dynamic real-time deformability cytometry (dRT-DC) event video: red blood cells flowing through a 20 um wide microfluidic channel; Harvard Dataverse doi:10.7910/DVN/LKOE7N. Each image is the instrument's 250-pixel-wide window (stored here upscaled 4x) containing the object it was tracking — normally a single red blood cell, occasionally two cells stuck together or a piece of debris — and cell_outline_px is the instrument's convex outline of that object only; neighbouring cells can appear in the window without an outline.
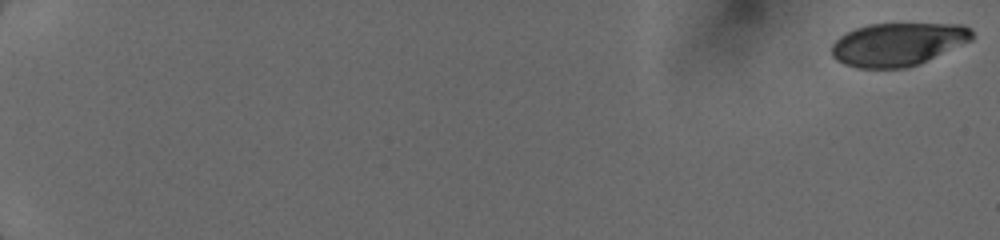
{"species": "human", "species_latin": "Homo sapiens", "temperature_condition": "cold", "stored_images_in_passage": 62, "camera_frame_rate_fps": 3000, "um_per_image_px": 0.085, "donor": {"sex": "female"}, "frame": {"image": 1, "passage_image": 1, "time_ms": 0.0, "image_size_px": [1000, 240], "cell_outline_px": [[972, 40], [916, 64], [904, 68], [856, 68], [844, 64], [836, 60], [832, 56], [832, 44], [840, 36], [856, 28], [868, 24], [964, 24], [972, 28]], "centroid_in_image_um": [76.29, 3.75], "position_along_channel_um": 8.7, "area_um2": 34.91}}
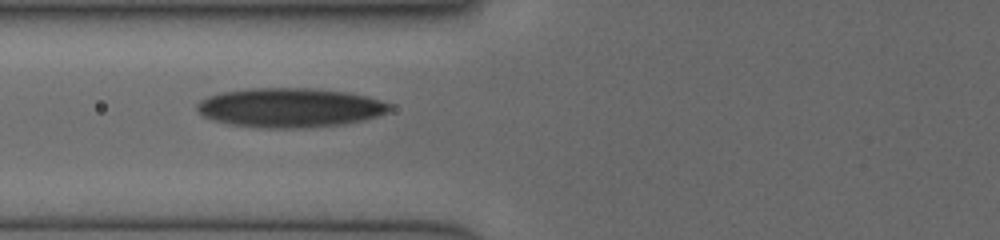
{"frame": {"image": 2, "passage_image": 25, "time_ms": 7.667, "image_size_px": [1000, 240], "cell_outline_px": [[392, 108], [388, 112], [364, 120], [344, 124], [304, 128], [260, 128], [228, 124], [212, 120], [200, 116], [196, 108], [196, 104], [200, 100], [208, 96], [220, 92], [248, 88], [312, 88], [348, 92], [368, 96], [392, 104]], "centroid_in_image_um": [24.61, 9.15], "position_along_channel_um": 101.2, "area_um2": 44.74}}
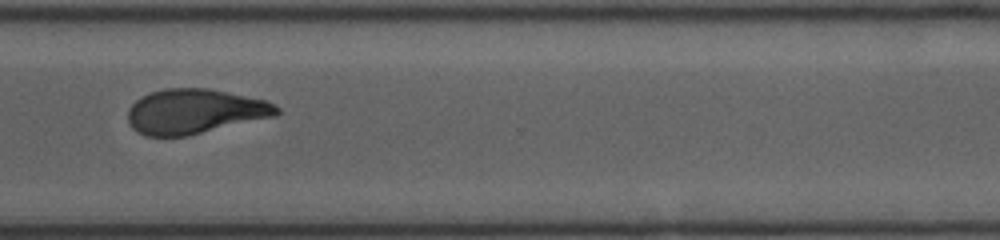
{"frame": {"image": 3, "passage_image": 61, "time_ms": 13.667, "image_size_px": [1000, 240], "cell_outline_px": [[280, 112], [276, 116], [188, 136], [144, 136], [136, 132], [132, 128], [128, 120], [128, 108], [140, 96], [164, 88], [208, 88], [264, 100], [276, 104], [280, 108]], "centroid_in_image_um": [16.54, 9.48], "position_along_channel_um": 354.1, "area_um2": 39.02}}